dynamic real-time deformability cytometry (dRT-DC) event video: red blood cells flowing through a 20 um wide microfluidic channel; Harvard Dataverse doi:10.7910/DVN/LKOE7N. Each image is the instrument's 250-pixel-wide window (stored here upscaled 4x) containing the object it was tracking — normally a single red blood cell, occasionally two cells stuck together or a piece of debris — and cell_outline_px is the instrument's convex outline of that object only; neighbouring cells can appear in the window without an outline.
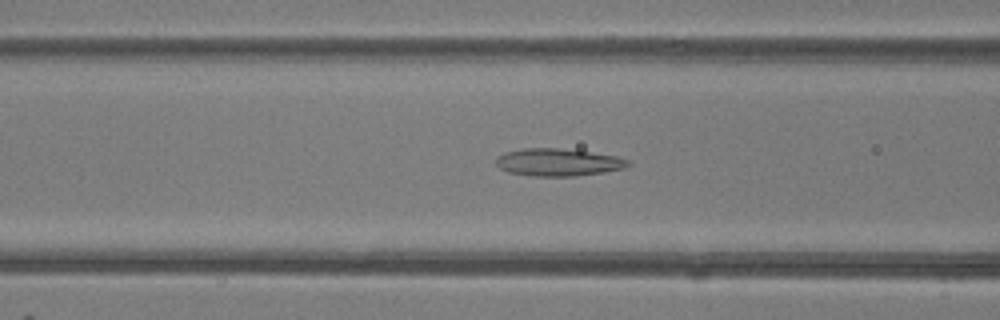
{"species": "common noctule bat (a hibernating species)", "species_latin": "Nyctalus noctula", "temperature_condition": "room temperature", "stored_images_in_passage": 39, "camera_frame_rate_fps": 3000, "um_per_image_px": 0.085, "animal": {"sex": "female"}, "frame": {"image": 1, "passage_image": 10, "time_ms": 3.0, "image_size_px": [1000, 320], "cell_outline_px": [[632, 164], [624, 168], [604, 172], [576, 176], [532, 176], [508, 172], [500, 168], [496, 164], [496, 156], [504, 152], [520, 148], [556, 148], [588, 152], [616, 156], [628, 160]], "centroid_in_image_um": [47.4, 13.79], "position_along_channel_um": 119.2, "area_um2": 21.15}}
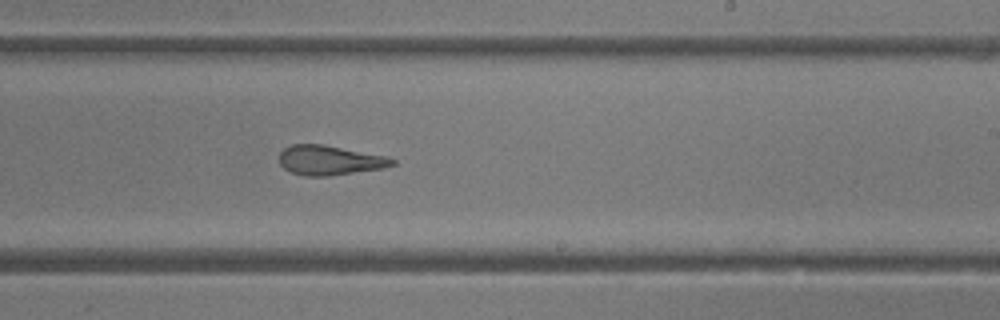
{"frame": {"image": 2, "passage_image": 20, "time_ms": 6.333, "image_size_px": [1000, 320], "cell_outline_px": [[396, 164], [384, 168], [328, 176], [304, 176], [292, 172], [284, 168], [280, 164], [280, 152], [284, 148], [292, 144], [324, 144], [388, 156], [396, 160]], "centroid_in_image_um": [28.05, 13.61], "position_along_channel_um": 260.9, "area_um2": 19.65}}
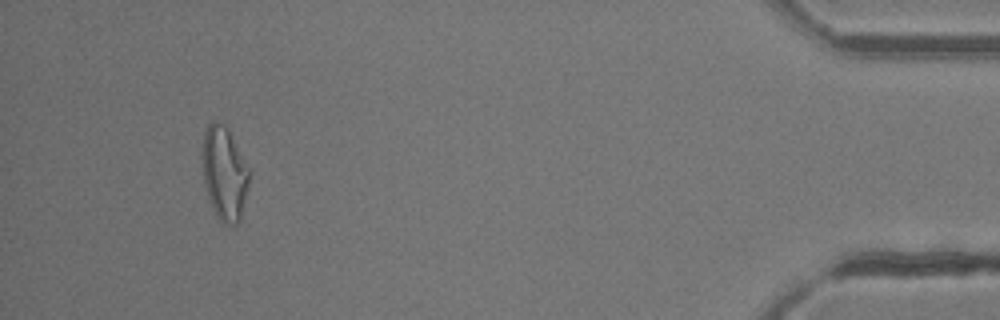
{"frame": {"image": 3, "passage_image": 36, "time_ms": 11.667, "image_size_px": [1000, 320], "cell_outline_px": [[248, 184], [240, 220], [236, 224], [228, 228], [216, 216], [212, 208], [204, 184], [204, 132], [208, 124], [216, 120], [224, 124], [228, 128], [248, 168]], "centroid_in_image_um": [19.08, 14.77], "position_along_channel_um": 416.1, "area_um2": 25.03}, "authors_computed_cell_mechanics": {"area_um2": 21.8484, "velocity_mm_per_s": 4.2561, "shape_relaxation_time_tau1_ms": null, "shape_relaxation_time_tau2_ms": 2.4216, "deformation_change_tau1": null, "deformation_change_tau2": 0.1308}}